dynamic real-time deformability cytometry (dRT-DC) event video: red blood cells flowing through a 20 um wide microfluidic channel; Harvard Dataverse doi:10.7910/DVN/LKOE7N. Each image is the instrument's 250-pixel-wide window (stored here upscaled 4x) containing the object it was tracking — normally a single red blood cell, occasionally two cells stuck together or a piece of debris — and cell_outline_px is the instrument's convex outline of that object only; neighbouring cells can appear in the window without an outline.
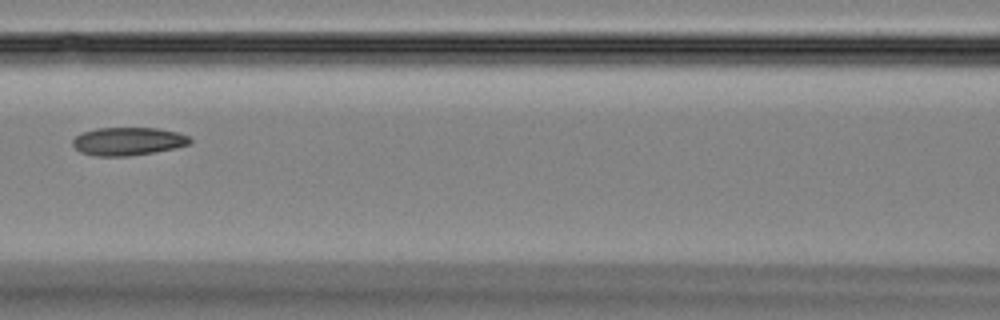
{"species": "Egyptian fruit bat (a non-hibernating species)", "species_latin": "Rousettus aegyptiacus", "temperature_condition": "room temperature", "stored_images_in_passage": 6, "camera_frame_rate_fps": 3000, "um_per_image_px": 0.085, "animal": {"sex": "female"}, "frame": {"image": 1, "passage_image": 6, "time_ms": 7.0, "image_size_px": [1000, 320], "cell_outline_px": [[192, 144], [176, 148], [156, 152], [128, 156], [96, 156], [80, 152], [72, 144], [72, 140], [80, 132], [96, 128], [156, 128], [176, 132], [188, 136], [192, 140]], "centroid_in_image_um": [10.88, 12.01], "position_along_channel_um": 155.7, "area_um2": 19.36}}